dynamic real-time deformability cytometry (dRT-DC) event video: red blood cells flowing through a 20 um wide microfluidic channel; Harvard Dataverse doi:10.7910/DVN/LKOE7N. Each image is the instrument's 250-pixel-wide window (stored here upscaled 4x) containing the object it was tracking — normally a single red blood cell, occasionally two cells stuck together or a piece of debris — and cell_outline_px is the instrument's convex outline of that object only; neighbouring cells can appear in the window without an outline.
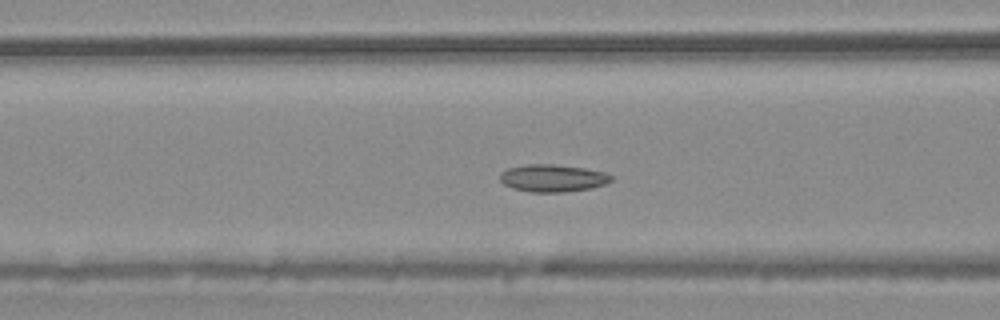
{"species": "common noctule bat (a hibernating species)", "species_latin": "Nyctalus noctula", "temperature_condition": "warm", "stored_images_in_passage": 49, "camera_frame_rate_fps": 3000, "um_per_image_px": 0.085, "animal": {"sex": "male", "body_mass_g": 20.4}, "frame": {"image": 1, "passage_image": 16, "time_ms": 5.0, "image_size_px": [1000, 320], "cell_outline_px": [[612, 180], [604, 184], [592, 188], [564, 192], [532, 192], [512, 188], [504, 184], [500, 180], [500, 172], [508, 168], [524, 164], [552, 164], [584, 168], [604, 172], [612, 176]], "centroid_in_image_um": [46.95, 15.14], "position_along_channel_um": 119.6, "area_um2": 17.74}}
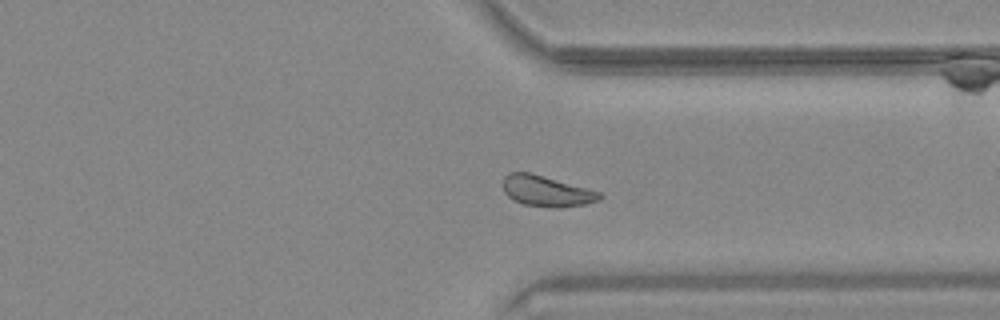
{"frame": {"image": 2, "passage_image": 36, "time_ms": 11.667, "image_size_px": [1000, 320], "cell_outline_px": [[604, 196], [600, 200], [584, 204], [560, 208], [552, 208], [524, 204], [512, 200], [504, 192], [504, 176], [508, 172], [528, 172], [600, 192]], "centroid_in_image_um": [46.44, 16.26], "position_along_channel_um": 365.0, "area_um2": 17.17}}
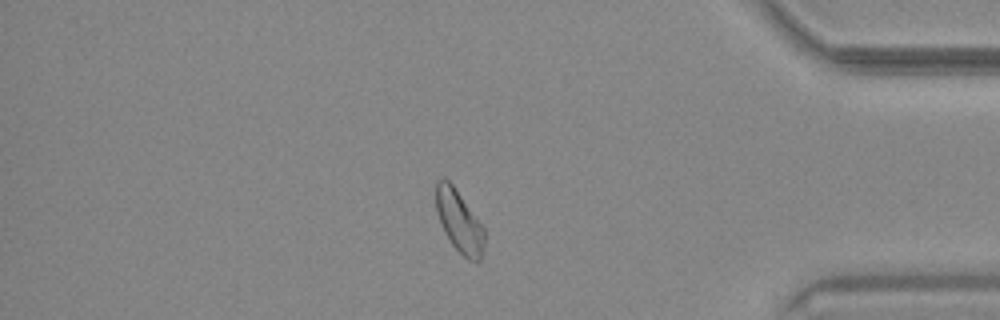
{"frame": {"image": 3, "passage_image": 41, "time_ms": 13.333, "image_size_px": [1000, 320], "cell_outline_px": [[484, 244], [480, 260], [476, 264], [468, 260], [452, 244], [444, 232], [436, 212], [436, 180], [444, 176], [452, 184], [484, 228]], "centroid_in_image_um": [39.01, 18.82], "position_along_channel_um": 396.2, "area_um2": 17.4}, "authors_computed_cell_mechanics": {"area_um2": 17.7446, "velocity_mm_per_s": 3.6789, "shape_relaxation_time_tau1_ms": 1.7364, "shape_relaxation_time_tau2_ms": 4.5683, "deformation_change_tau1": 0.0579, "deformation_change_tau2": 0.0974}}